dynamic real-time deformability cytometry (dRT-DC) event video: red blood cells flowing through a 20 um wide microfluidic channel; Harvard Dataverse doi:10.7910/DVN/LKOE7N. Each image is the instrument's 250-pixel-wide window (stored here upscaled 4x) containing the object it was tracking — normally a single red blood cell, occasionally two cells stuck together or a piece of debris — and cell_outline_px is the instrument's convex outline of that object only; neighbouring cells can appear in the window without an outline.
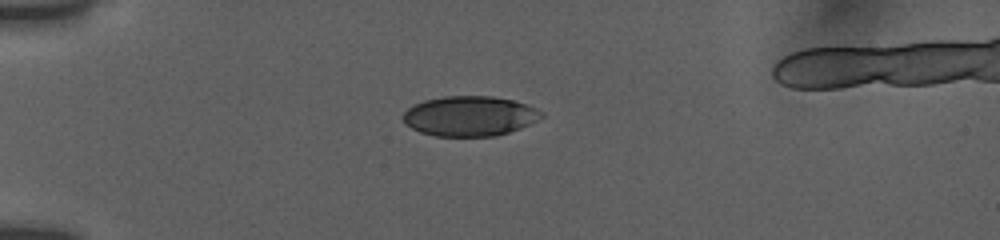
{"species": "human", "species_latin": "Homo sapiens", "temperature_condition": "room temperature", "stored_images_in_passage": 41, "camera_frame_rate_fps": 3000, "um_per_image_px": 0.085, "donor": {"sex": "female"}, "frame": {"image": 1, "passage_image": 1, "time_ms": 0.0, "image_size_px": [1000, 240], "cell_outline_px": [[544, 116], [520, 128], [496, 136], [436, 136], [420, 132], [404, 124], [404, 112], [408, 108], [424, 100], [444, 96], [492, 96], [512, 100], [536, 108], [544, 112]], "centroid_in_image_um": [39.92, 9.86], "position_along_channel_um": 45.1, "area_um2": 32.08}}
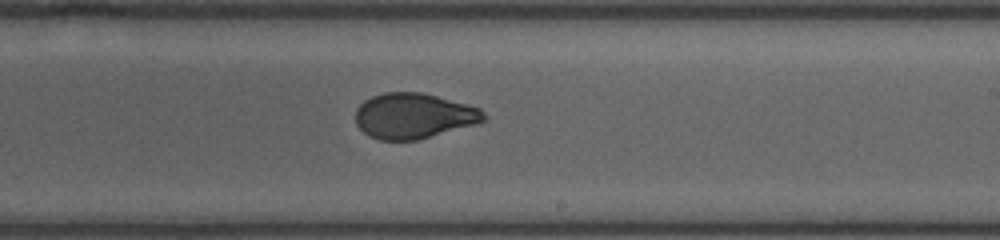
{"frame": {"image": 2, "passage_image": 20, "time_ms": 6.333, "image_size_px": [1000, 240], "cell_outline_px": [[488, 116], [484, 120], [476, 124], [416, 140], [380, 140], [368, 136], [356, 124], [356, 108], [364, 100], [372, 96], [384, 92], [420, 92], [436, 96], [480, 108]], "centroid_in_image_um": [35.14, 9.85], "position_along_channel_um": 253.9, "area_um2": 33.81}}
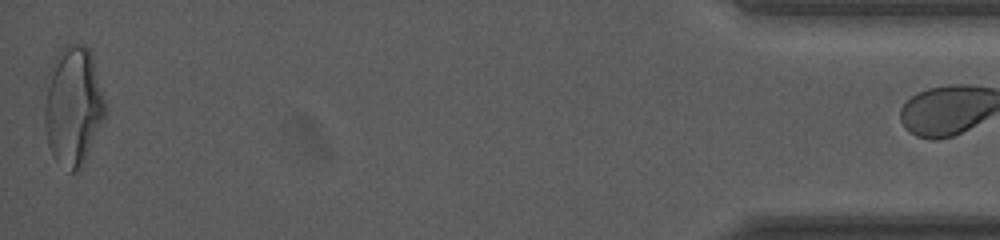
{"frame": {"image": 3, "passage_image": 40, "time_ms": 13.0, "image_size_px": [1000, 240], "cell_outline_px": [[108, 112], [80, 172], [68, 172], [52, 156], [48, 144], [44, 128], [44, 104], [48, 68], [60, 48], [68, 44], [84, 44], [92, 52], [108, 108]], "centroid_in_image_um": [6.23, 9.01], "position_along_channel_um": 429.0, "area_um2": 43.58}}